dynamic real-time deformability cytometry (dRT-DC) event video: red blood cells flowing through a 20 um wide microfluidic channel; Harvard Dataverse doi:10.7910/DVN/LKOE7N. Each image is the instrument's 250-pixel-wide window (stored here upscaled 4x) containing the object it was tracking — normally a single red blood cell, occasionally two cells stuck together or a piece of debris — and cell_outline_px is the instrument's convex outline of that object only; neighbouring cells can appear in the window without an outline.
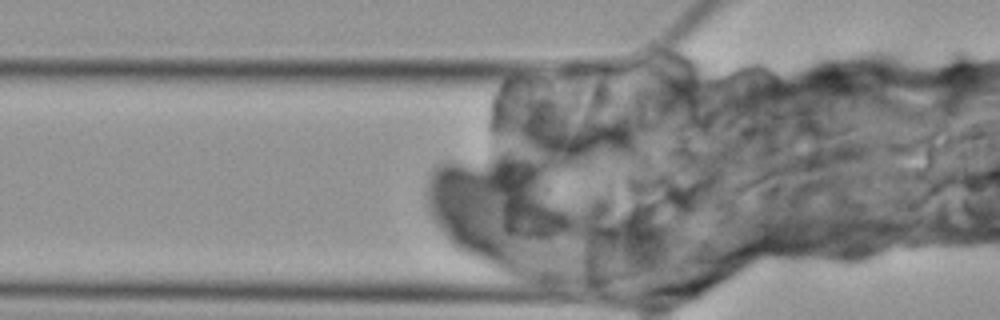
{"species": "Egyptian fruit bat (a non-hibernating species)", "species_latin": "Rousettus aegyptiacus", "temperature_condition": "cold", "stored_images_in_passage": 3, "camera_frame_rate_fps": 3000, "um_per_image_px": 0.085, "animal": {"sex": "female"}, "frame": {"image": 1, "passage_image": 3, "time_ms": 2.333, "image_size_px": [1000, 320], "cell_outline_px": [[564, 220], [548, 232], [544, 232], [504, 220], [496, 176], [500, 164], [532, 172], [564, 216]], "centroid_in_image_um": [44.74, 17.02], "position_along_channel_um": 81.1, "area_um2": 20.98}}